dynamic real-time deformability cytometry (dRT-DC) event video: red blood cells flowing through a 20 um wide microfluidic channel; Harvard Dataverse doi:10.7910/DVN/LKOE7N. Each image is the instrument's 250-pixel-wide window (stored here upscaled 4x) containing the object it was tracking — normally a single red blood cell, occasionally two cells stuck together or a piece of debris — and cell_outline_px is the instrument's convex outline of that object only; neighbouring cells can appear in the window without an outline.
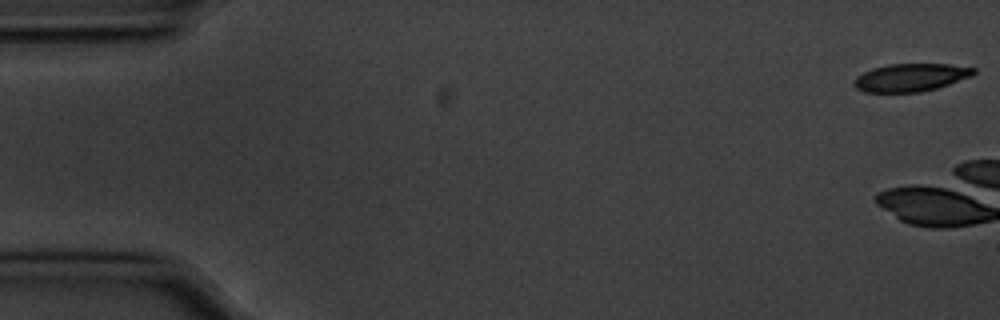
{"species": "common noctule bat (a hibernating species)", "species_latin": "Nyctalus noctula", "temperature_condition": "cold", "stored_images_in_passage": 11, "camera_frame_rate_fps": 3000, "um_per_image_px": 0.085, "animal": {"sex": "male", "body_mass_g": 20.1, "forearm_length_mm": 53.5}, "frame": {"image": 1, "passage_image": 1, "time_ms": 0.0, "image_size_px": [1000, 320], "cell_outline_px": [[976, 72], [972, 76], [936, 88], [920, 92], [864, 92], [856, 88], [852, 84], [852, 80], [856, 76], [872, 68], [888, 64], [948, 64], [976, 68]], "centroid_in_image_um": [77.37, 6.58], "position_along_channel_um": 7.6, "area_um2": 19.48}}
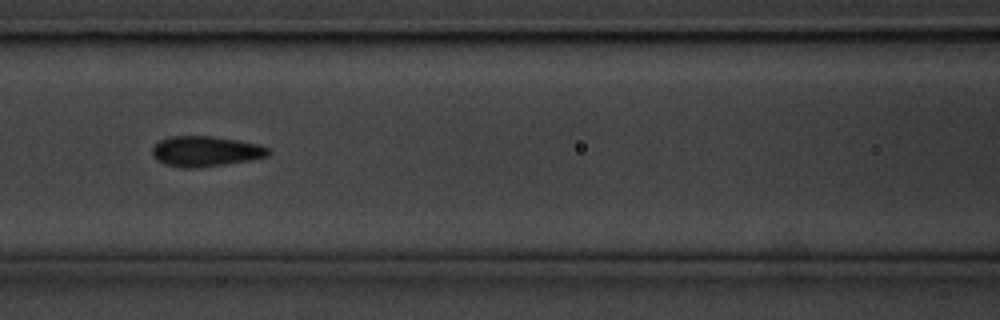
{"frame": {"image": 2, "passage_image": 8, "time_ms": 2.333, "image_size_px": [1000, 320], "cell_outline_px": [[268, 156], [248, 160], [224, 164], [196, 168], [180, 168], [164, 164], [156, 160], [152, 156], [152, 148], [160, 140], [172, 136], [212, 136], [240, 140], [260, 144], [268, 148]], "centroid_in_image_um": [17.44, 12.86], "position_along_channel_um": 149.2, "area_um2": 20.58}}
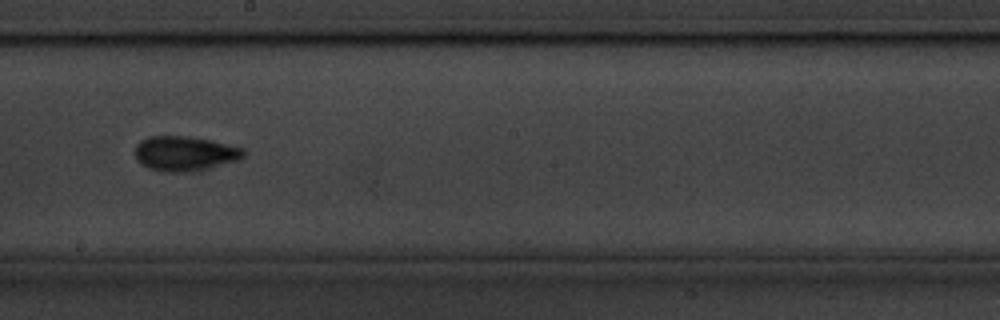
{"frame": {"image": 3, "passage_image": 10, "time_ms": 3.0, "image_size_px": [1000, 320], "cell_outline_px": [[244, 156], [240, 160], [208, 168], [180, 172], [164, 172], [148, 168], [140, 164], [136, 160], [136, 144], [140, 140], [148, 136], [188, 136], [208, 140], [244, 148]], "centroid_in_image_um": [15.67, 13.05], "position_along_channel_um": 232.5, "area_um2": 21.91}}